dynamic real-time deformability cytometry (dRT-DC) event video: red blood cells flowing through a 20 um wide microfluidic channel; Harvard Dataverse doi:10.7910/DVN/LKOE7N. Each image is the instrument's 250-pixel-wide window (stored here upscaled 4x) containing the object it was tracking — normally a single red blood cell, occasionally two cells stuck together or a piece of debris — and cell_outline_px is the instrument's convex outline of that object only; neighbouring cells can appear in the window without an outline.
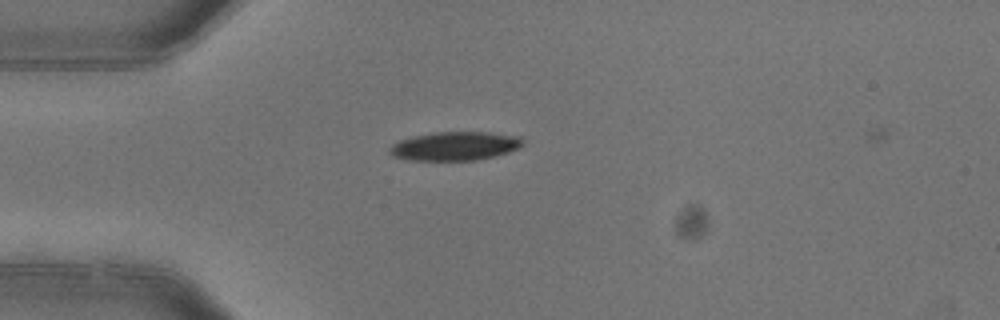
{"species": "common noctule bat (a hibernating species)", "species_latin": "Nyctalus noctula", "temperature_condition": "warm", "stored_images_in_passage": 2, "camera_frame_rate_fps": 3000, "um_per_image_px": 0.085, "animal": {"sex": "female"}, "frame": {"image": 1, "passage_image": 1, "time_ms": 0.0, "image_size_px": [1000, 320], "cell_outline_px": [[524, 144], [520, 148], [508, 152], [476, 160], [408, 160], [392, 156], [388, 152], [388, 148], [392, 144], [400, 140], [412, 136], [436, 132], [488, 132], [520, 136], [524, 140]], "centroid_in_image_um": [38.66, 12.41], "position_along_channel_um": 46.3, "area_um2": 22.43}}